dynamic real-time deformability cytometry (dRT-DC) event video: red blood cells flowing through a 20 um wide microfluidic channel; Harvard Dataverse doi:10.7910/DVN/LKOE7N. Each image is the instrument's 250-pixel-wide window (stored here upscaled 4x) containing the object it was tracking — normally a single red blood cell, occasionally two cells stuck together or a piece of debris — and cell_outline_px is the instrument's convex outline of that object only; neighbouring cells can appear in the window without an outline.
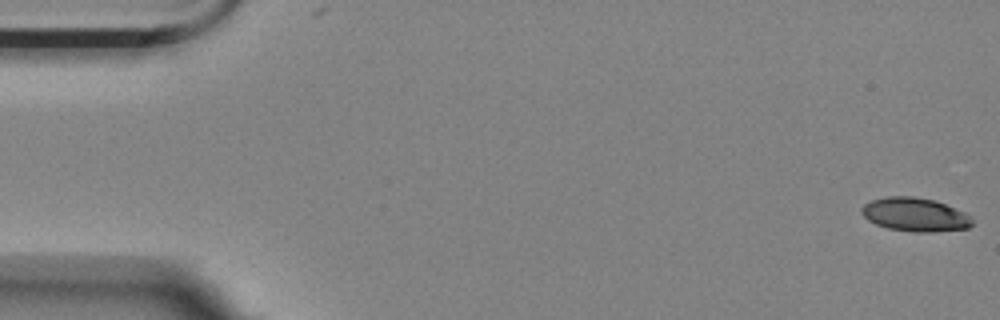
{"species": "Egyptian fruit bat (a non-hibernating species)", "species_latin": "Rousettus aegyptiacus", "temperature_condition": "room temperature", "stored_images_in_passage": 50, "camera_frame_rate_fps": 3000, "um_per_image_px": 0.085, "animal": {"sex": "female"}, "frame": {"image": 1, "passage_image": 1, "time_ms": 0.0, "image_size_px": [1000, 320], "cell_outline_px": [[972, 224], [968, 228], [936, 232], [912, 232], [888, 228], [876, 224], [868, 220], [860, 212], [860, 208], [864, 204], [872, 200], [888, 196], [912, 196], [936, 200], [964, 212], [972, 216]], "centroid_in_image_um": [77.78, 18.24], "position_along_channel_um": 7.2, "area_um2": 21.85}}
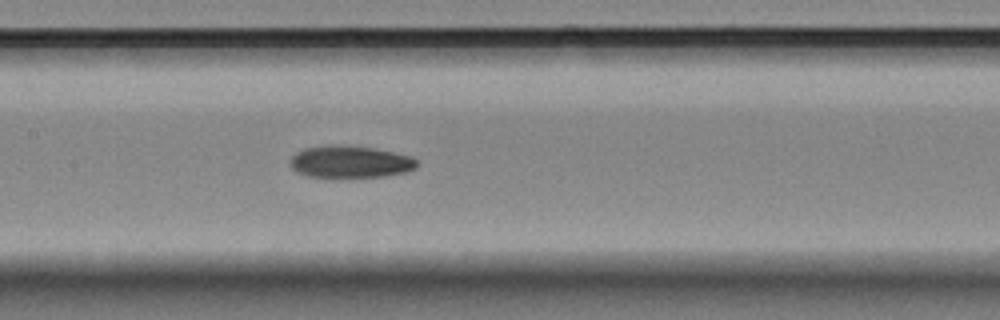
{"frame": {"image": 2, "passage_image": 27, "time_ms": 8.667, "image_size_px": [1000, 320], "cell_outline_px": [[416, 168], [408, 172], [384, 176], [308, 176], [296, 172], [292, 168], [292, 156], [296, 152], [304, 148], [332, 144], [372, 148], [412, 156], [416, 160]], "centroid_in_image_um": [29.78, 13.74], "position_along_channel_um": 177.6, "area_um2": 23.29}}
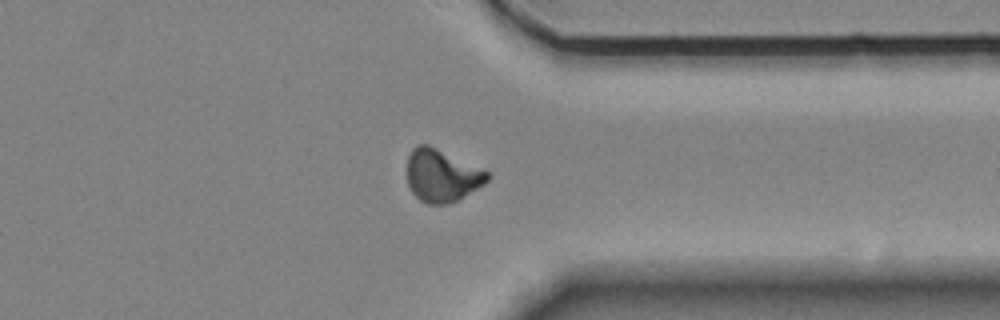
{"frame": {"image": 3, "passage_image": 44, "time_ms": 14.333, "image_size_px": [1000, 320], "cell_outline_px": [[492, 176], [484, 184], [456, 200], [448, 204], [428, 204], [420, 200], [412, 192], [408, 184], [408, 156], [412, 148], [416, 144], [428, 144], [488, 172]], "centroid_in_image_um": [37.53, 14.92], "position_along_channel_um": 373.9, "area_um2": 24.22}, "authors_computed_cell_mechanics": {"area_um2": 23.9581, "velocity_mm_per_s": 3.5197, "shape_relaxation_time_tau1_ms": 10.1948, "shape_relaxation_time_tau2_ms": 6.4133, "deformation_change_tau1": 0.2035, "deformation_change_tau2": 0.122}}